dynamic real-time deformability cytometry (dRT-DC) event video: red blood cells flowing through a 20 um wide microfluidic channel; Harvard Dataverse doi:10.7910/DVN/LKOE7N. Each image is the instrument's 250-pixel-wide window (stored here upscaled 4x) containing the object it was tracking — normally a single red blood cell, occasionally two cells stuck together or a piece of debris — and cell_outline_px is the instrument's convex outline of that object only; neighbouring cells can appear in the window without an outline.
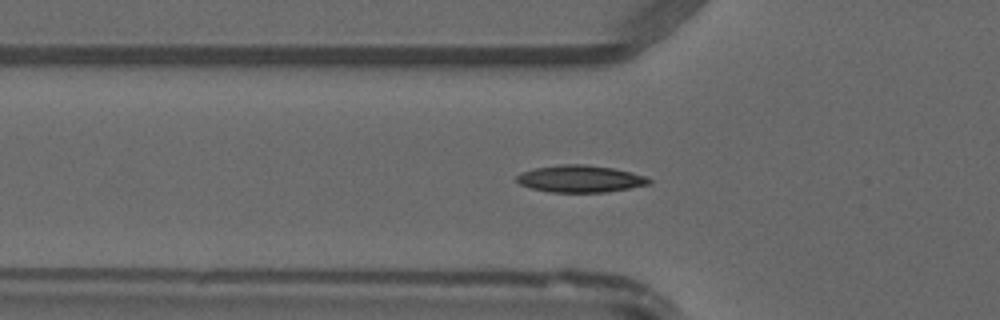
{"species": "common noctule bat (a hibernating species)", "species_latin": "Nyctalus noctula", "temperature_condition": "warm", "stored_images_in_passage": 48, "camera_frame_rate_fps": 3000, "um_per_image_px": 0.085, "animal": {"sex": "male", "forearm_length_mm": 52.5}, "frame": {"image": 1, "passage_image": 17, "time_ms": 5.333, "image_size_px": [1000, 320], "cell_outline_px": [[652, 184], [608, 192], [548, 192], [532, 188], [520, 184], [516, 180], [516, 176], [524, 172], [536, 168], [560, 164], [584, 164], [612, 168], [632, 172], [644, 176], [652, 180]], "centroid_in_image_um": [49.36, 15.2], "position_along_channel_um": 76.4, "area_um2": 20.81}}
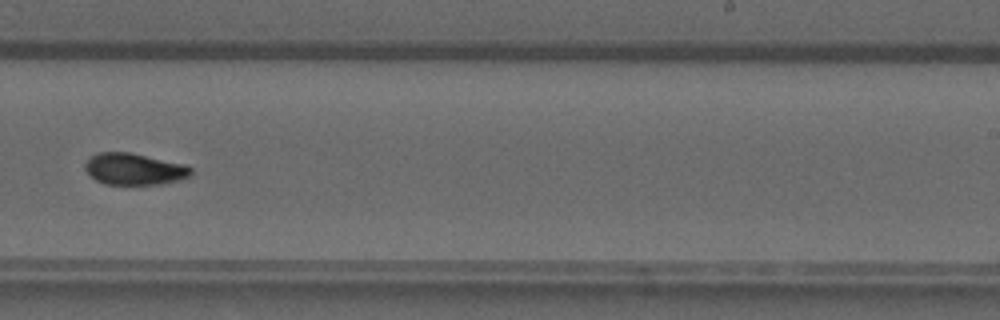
{"frame": {"image": 2, "passage_image": 31, "time_ms": 10.0, "image_size_px": [1000, 320], "cell_outline_px": [[192, 172], [188, 176], [180, 180], [160, 184], [104, 184], [96, 180], [84, 168], [84, 164], [92, 156], [100, 152], [128, 152], [184, 164], [192, 168]], "centroid_in_image_um": [11.41, 14.37], "position_along_channel_um": 277.6, "area_um2": 19.25}}
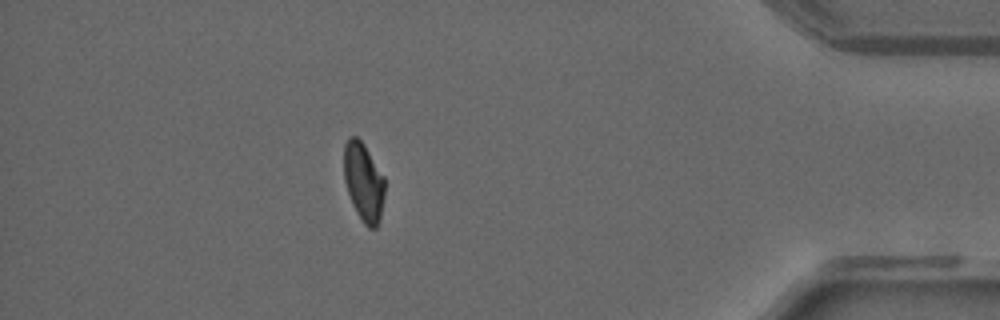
{"frame": {"image": 3, "passage_image": 43, "time_ms": 14.0, "image_size_px": [1000, 320], "cell_outline_px": [[384, 196], [380, 220], [376, 228], [368, 228], [364, 224], [356, 212], [352, 204], [344, 180], [344, 144], [348, 136], [356, 136], [364, 144], [384, 176]], "centroid_in_image_um": [30.9, 15.46], "position_along_channel_um": 404.3, "area_um2": 18.79}}